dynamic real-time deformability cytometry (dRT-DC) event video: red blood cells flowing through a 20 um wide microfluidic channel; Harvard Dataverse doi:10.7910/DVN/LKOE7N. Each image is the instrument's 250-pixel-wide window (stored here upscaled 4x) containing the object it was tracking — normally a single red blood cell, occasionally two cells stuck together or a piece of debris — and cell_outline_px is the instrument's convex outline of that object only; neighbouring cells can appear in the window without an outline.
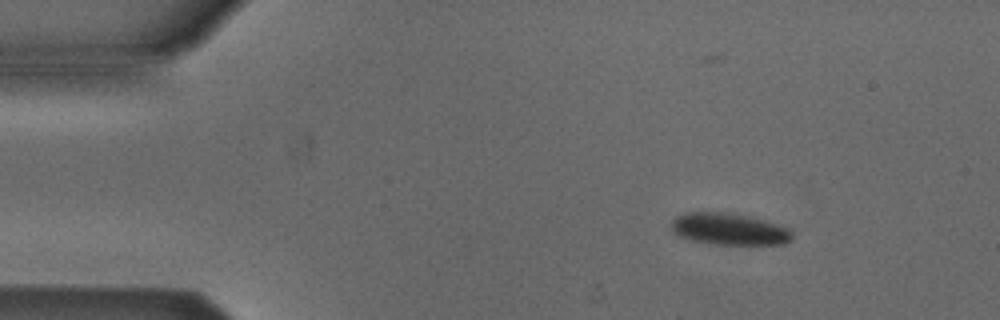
{"species": "Egyptian fruit bat (a non-hibernating species)", "species_latin": "Rousettus aegyptiacus", "temperature_condition": "cold", "stored_images_in_passage": 3, "camera_frame_rate_fps": 3000, "um_per_image_px": 0.085, "animal": {"sex": "male"}, "frame": {"image": 1, "passage_image": 1, "time_ms": 0.0, "image_size_px": [1000, 320], "cell_outline_px": [[792, 240], [788, 244], [716, 244], [688, 240], [676, 236], [672, 232], [672, 220], [676, 216], [688, 212], [724, 212], [748, 216], [776, 224], [788, 228], [792, 232]], "centroid_in_image_um": [61.94, 19.48], "position_along_channel_um": 23.1, "area_um2": 22.43}}
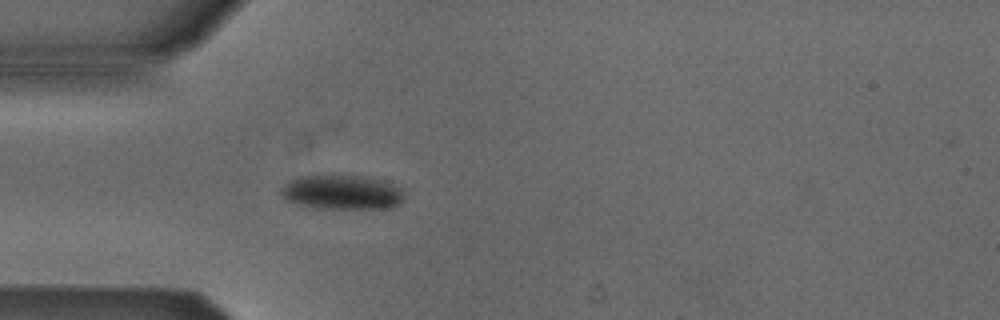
{"frame": {"image": 2, "passage_image": 3, "time_ms": 2.667, "image_size_px": [1000, 320], "cell_outline_px": [[404, 200], [400, 204], [388, 208], [316, 208], [296, 204], [284, 200], [280, 192], [280, 188], [288, 180], [300, 176], [332, 172], [384, 180], [400, 188], [404, 192]], "centroid_in_image_um": [29.01, 16.3], "position_along_channel_um": 56.0, "area_um2": 25.66}}